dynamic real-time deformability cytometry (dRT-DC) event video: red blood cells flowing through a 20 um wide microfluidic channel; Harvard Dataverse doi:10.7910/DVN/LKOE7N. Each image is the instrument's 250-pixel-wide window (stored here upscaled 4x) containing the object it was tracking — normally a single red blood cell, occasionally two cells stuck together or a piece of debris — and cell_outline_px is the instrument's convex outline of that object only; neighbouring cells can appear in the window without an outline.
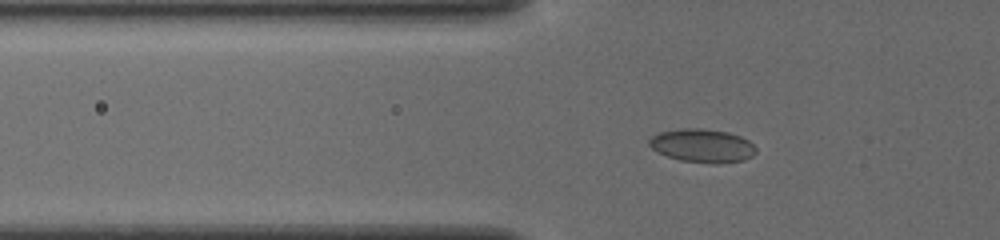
{"species": "common noctule bat (a hibernating species)", "species_latin": "Nyctalus noctula", "temperature_condition": "cold", "stored_images_in_passage": 38, "camera_frame_rate_fps": 3000, "um_per_image_px": 0.085, "animal": {"sex": "female", "body_mass_g": 19.5, "forearm_length_mm": 54.1}, "frame": {"image": 1, "passage_image": 3, "time_ms": 0.667, "image_size_px": [1000, 240], "cell_outline_px": [[756, 152], [752, 156], [744, 160], [716, 164], [712, 164], [680, 160], [656, 152], [648, 144], [648, 140], [652, 136], [660, 132], [680, 128], [704, 128], [728, 132], [740, 136], [748, 140], [756, 148]], "centroid_in_image_um": [59.69, 12.38], "position_along_channel_um": 66.1, "area_um2": 20.98}}
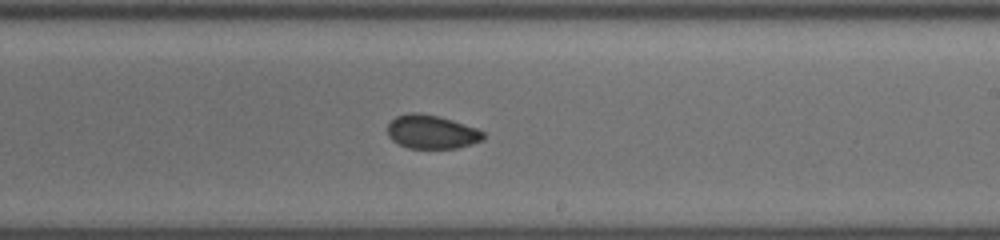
{"frame": {"image": 2, "passage_image": 18, "time_ms": 5.667, "image_size_px": [1000, 240], "cell_outline_px": [[488, 136], [484, 140], [472, 144], [456, 148], [408, 148], [392, 140], [388, 136], [388, 124], [396, 116], [408, 112], [420, 112], [440, 116], [476, 128], [484, 132]], "centroid_in_image_um": [36.71, 11.2], "position_along_channel_um": 252.3, "area_um2": 19.02}}
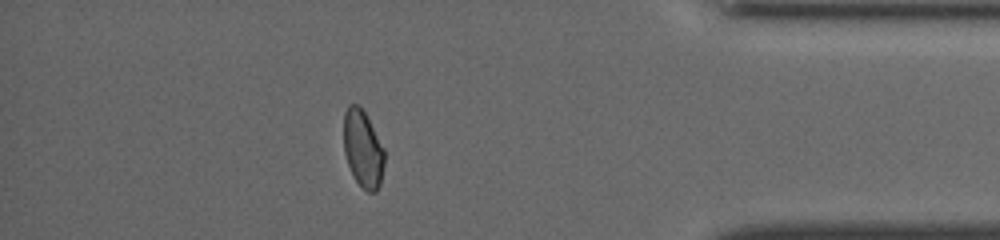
{"frame": {"image": 3, "passage_image": 32, "time_ms": 10.333, "image_size_px": [1000, 240], "cell_outline_px": [[384, 164], [380, 184], [376, 192], [368, 192], [356, 180], [348, 164], [344, 152], [344, 112], [348, 104], [360, 104], [384, 148]], "centroid_in_image_um": [30.84, 12.62], "position_along_channel_um": 404.4, "area_um2": 18.21}, "authors_computed_cell_mechanics": {"area_um2": 18.7561, "velocity_mm_per_s": 3.8519, "shape_relaxation_time_tau1_ms": 10.295, "shape_relaxation_time_tau2_ms": 3.5913, "deformation_change_tau1": 0.097, "deformation_change_tau2": 0.0674}}